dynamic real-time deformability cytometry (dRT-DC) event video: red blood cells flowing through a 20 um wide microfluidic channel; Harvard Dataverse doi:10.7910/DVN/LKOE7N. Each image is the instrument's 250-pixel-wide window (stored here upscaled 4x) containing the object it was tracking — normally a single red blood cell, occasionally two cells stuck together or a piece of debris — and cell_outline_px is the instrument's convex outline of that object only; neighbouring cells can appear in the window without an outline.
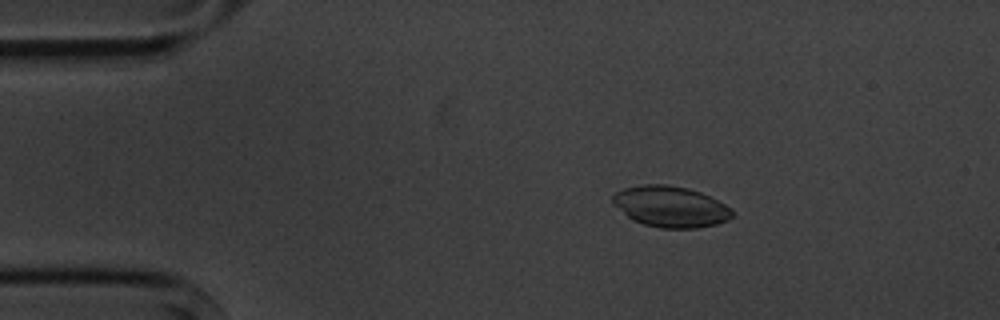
{"species": "common noctule bat (a hibernating species)", "species_latin": "Nyctalus noctula", "temperature_condition": "cold", "stored_images_in_passage": 5, "camera_frame_rate_fps": 3000, "um_per_image_px": 0.085, "animal": {"sex": "male", "body_mass_g": 20.1, "forearm_length_mm": 53.5}, "frame": {"image": 1, "passage_image": 3, "time_ms": 2.0, "image_size_px": [1000, 320], "cell_outline_px": [[732, 216], [728, 220], [716, 224], [696, 228], [660, 228], [644, 224], [632, 220], [612, 204], [612, 196], [616, 192], [624, 188], [644, 184], [668, 184], [688, 188], [700, 192], [724, 204], [732, 212]], "centroid_in_image_um": [56.95, 17.56], "position_along_channel_um": 28.1, "area_um2": 28.44}}
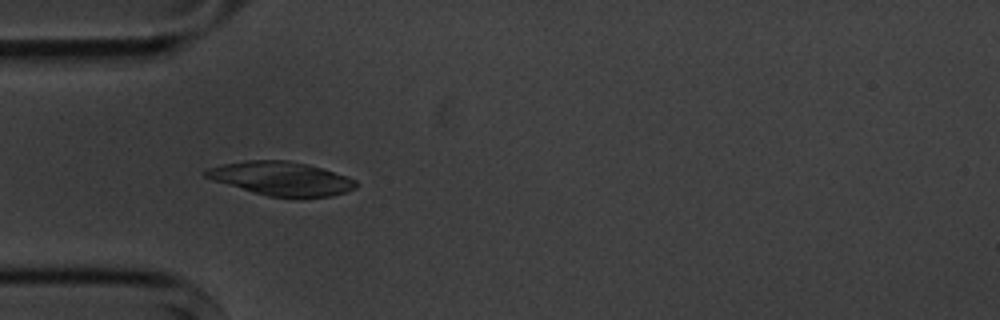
{"frame": {"image": 2, "passage_image": 5, "time_ms": 4.333, "image_size_px": [1000, 320], "cell_outline_px": [[360, 184], [356, 188], [332, 196], [268, 196], [212, 180], [204, 176], [204, 172], [208, 168], [224, 164], [244, 160], [288, 160], [308, 164], [348, 176], [356, 180]], "centroid_in_image_um": [23.93, 15.16], "position_along_channel_um": 61.1, "area_um2": 29.19}}